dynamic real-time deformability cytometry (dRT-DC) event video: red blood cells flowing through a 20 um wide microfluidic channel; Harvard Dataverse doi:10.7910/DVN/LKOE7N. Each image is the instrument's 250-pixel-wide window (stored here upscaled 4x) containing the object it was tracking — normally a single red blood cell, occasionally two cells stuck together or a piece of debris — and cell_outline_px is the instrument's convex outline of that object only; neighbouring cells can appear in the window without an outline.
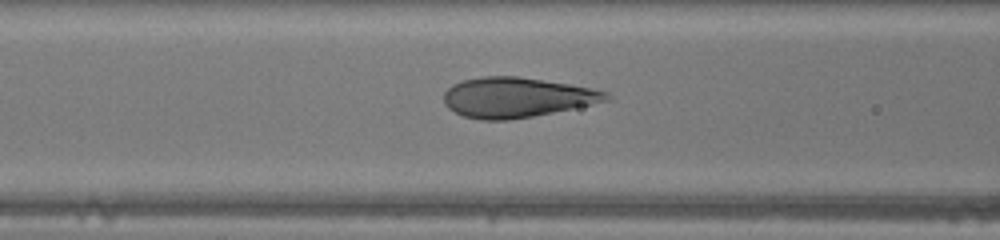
{"species": "human", "species_latin": "Homo sapiens", "temperature_condition": "warm", "stored_images_in_passage": 28, "camera_frame_rate_fps": 3000, "um_per_image_px": 0.085, "donor": {"sex": "male"}, "frame": {"image": 1, "passage_image": 7, "time_ms": 2.0, "image_size_px": [1000, 240], "cell_outline_px": [[612, 100], [532, 116], [508, 120], [480, 120], [464, 116], [448, 108], [444, 104], [444, 92], [452, 84], [464, 80], [484, 76], [516, 76], [568, 84], [592, 88], [608, 92], [612, 96]], "centroid_in_image_um": [43.92, 8.28], "position_along_channel_um": 122.7, "area_um2": 37.69}}
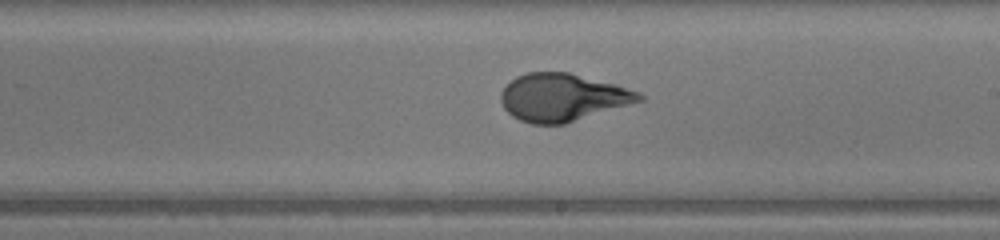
{"frame": {"image": 2, "passage_image": 15, "time_ms": 4.667, "image_size_px": [1000, 240], "cell_outline_px": [[644, 100], [564, 124], [532, 124], [520, 120], [512, 116], [504, 108], [500, 100], [500, 92], [516, 76], [528, 72], [568, 72], [616, 84], [640, 92], [644, 96]], "centroid_in_image_um": [47.82, 8.28], "position_along_channel_um": 241.2, "area_um2": 38.32}}
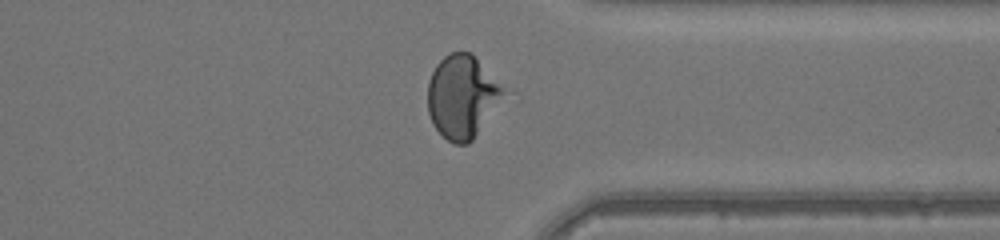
{"frame": {"image": 3, "passage_image": 24, "time_ms": 7.667, "image_size_px": [1000, 240], "cell_outline_px": [[504, 92], [472, 140], [468, 144], [456, 144], [448, 140], [432, 124], [428, 112], [428, 80], [436, 64], [444, 56], [452, 52], [472, 52], [504, 88]], "centroid_in_image_um": [39.22, 8.18], "position_along_channel_um": 372.2, "area_um2": 35.84}}